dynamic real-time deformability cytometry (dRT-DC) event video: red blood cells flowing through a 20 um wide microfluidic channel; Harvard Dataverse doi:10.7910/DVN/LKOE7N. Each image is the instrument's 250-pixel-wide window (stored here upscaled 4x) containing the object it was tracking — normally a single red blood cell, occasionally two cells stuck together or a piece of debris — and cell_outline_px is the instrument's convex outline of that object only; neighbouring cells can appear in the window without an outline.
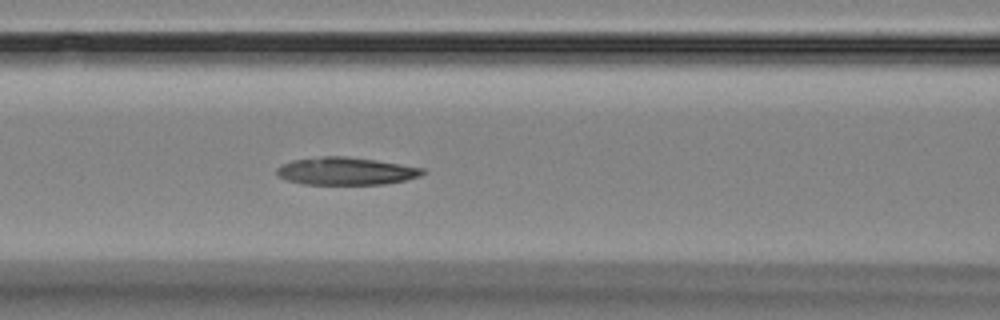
{"species": "Egyptian fruit bat (a non-hibernating species)", "species_latin": "Rousettus aegyptiacus", "temperature_condition": "room temperature", "stored_images_in_passage": 6, "camera_frame_rate_fps": 3000, "um_per_image_px": 0.085, "animal": {"sex": "female"}, "frame": {"image": 1, "passage_image": 6, "time_ms": 5.333, "image_size_px": [1000, 320], "cell_outline_px": [[424, 172], [420, 176], [404, 180], [384, 184], [304, 184], [288, 180], [280, 176], [276, 172], [276, 168], [292, 160], [320, 156], [344, 156], [376, 160], [424, 168]], "centroid_in_image_um": [29.4, 14.54], "position_along_channel_um": 137.2, "area_um2": 23.24}}